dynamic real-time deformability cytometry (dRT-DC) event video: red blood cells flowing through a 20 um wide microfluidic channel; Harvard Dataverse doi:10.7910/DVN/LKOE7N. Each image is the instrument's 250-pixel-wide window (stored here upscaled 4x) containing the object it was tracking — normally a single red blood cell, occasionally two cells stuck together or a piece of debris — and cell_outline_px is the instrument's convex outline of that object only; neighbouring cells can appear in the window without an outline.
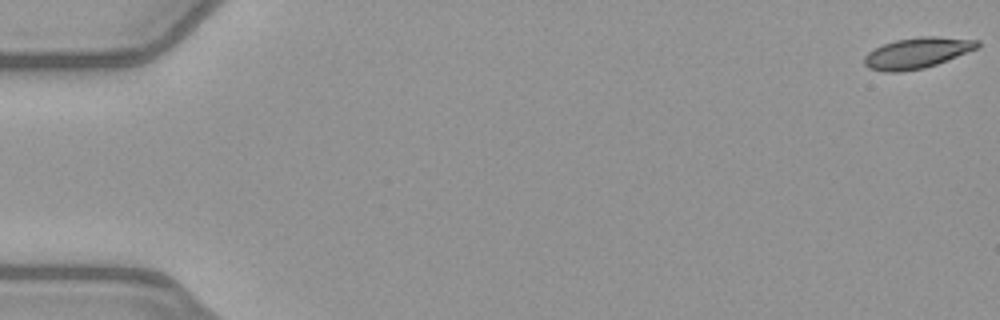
{"species": "common noctule bat (a hibernating species)", "species_latin": "Nyctalus noctula", "temperature_condition": "warm", "stored_images_in_passage": 52, "camera_frame_rate_fps": 3000, "um_per_image_px": 0.085, "animal": {"sex": "female", "body_mass_g": 21.9}, "frame": {"image": 1, "passage_image": 1, "time_ms": 0.0, "image_size_px": [1000, 320], "cell_outline_px": [[980, 44], [976, 48], [936, 64], [924, 68], [900, 72], [884, 72], [868, 68], [864, 64], [864, 56], [868, 52], [884, 44], [896, 40], [920, 36], [932, 36], [980, 40]], "centroid_in_image_um": [77.91, 4.5], "position_along_channel_um": 7.1, "area_um2": 20.06}}
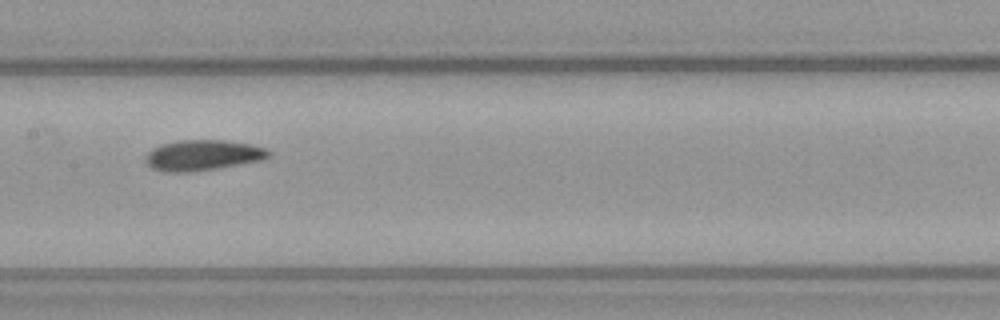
{"frame": {"image": 2, "passage_image": 27, "time_ms": 8.667, "image_size_px": [1000, 320], "cell_outline_px": [[272, 156], [260, 160], [220, 168], [188, 172], [164, 172], [152, 168], [144, 160], [144, 156], [152, 148], [160, 144], [180, 140], [224, 140], [252, 144], [268, 148], [272, 152]], "centroid_in_image_um": [17.25, 13.19], "position_along_channel_um": 190.2, "area_um2": 22.25}}
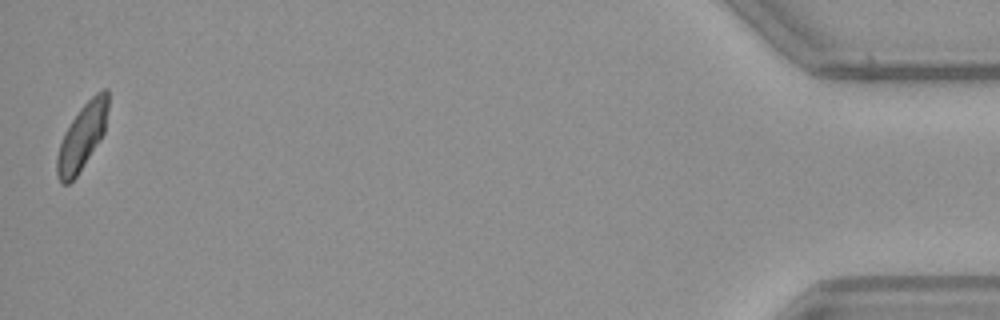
{"frame": {"image": 3, "passage_image": 52, "time_ms": 17.0, "image_size_px": [1000, 320], "cell_outline_px": [[108, 108], [104, 132], [100, 140], [76, 176], [68, 184], [60, 184], [56, 172], [56, 156], [64, 132], [80, 108], [100, 88], [108, 88]], "centroid_in_image_um": [6.97, 11.6], "position_along_channel_um": 428.2, "area_um2": 19.54}, "authors_computed_cell_mechanics": {"area_um2": 20.7791, "velocity_mm_per_s": 4.0032, "shape_relaxation_time_tau1_ms": 5.3852, "shape_relaxation_time_tau2_ms": 3.7776, "deformation_change_tau1": 0.1508, "deformation_change_tau2": 0.1006}}